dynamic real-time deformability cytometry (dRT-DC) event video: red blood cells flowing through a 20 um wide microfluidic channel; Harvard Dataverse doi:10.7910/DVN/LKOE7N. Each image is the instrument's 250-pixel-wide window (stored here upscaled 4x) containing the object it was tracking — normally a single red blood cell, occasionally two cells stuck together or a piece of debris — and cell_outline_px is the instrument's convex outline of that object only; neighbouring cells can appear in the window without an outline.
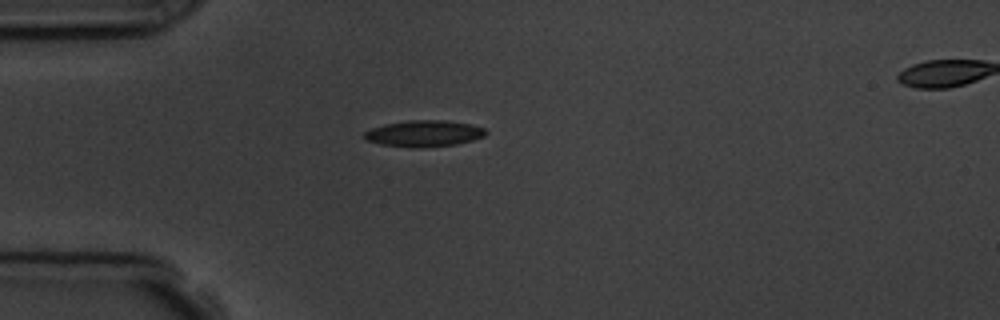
{"species": "common noctule bat (a hibernating species)", "species_latin": "Nyctalus noctula", "temperature_condition": "room temperature", "stored_images_in_passage": 2, "camera_frame_rate_fps": 3000, "um_per_image_px": 0.085, "animal": {"sex": "male", "body_mass_g": 19.5, "forearm_length_mm": 54.6}, "frame": {"image": 1, "passage_image": 1, "time_ms": 0.0, "image_size_px": [1000, 320], "cell_outline_px": [[488, 132], [484, 136], [472, 140], [456, 144], [424, 148], [408, 148], [380, 144], [364, 140], [364, 132], [372, 128], [384, 124], [408, 120], [444, 120], [472, 124], [484, 128]], "centroid_in_image_um": [36.02, 11.35], "position_along_channel_um": 49.0, "area_um2": 18.9}}